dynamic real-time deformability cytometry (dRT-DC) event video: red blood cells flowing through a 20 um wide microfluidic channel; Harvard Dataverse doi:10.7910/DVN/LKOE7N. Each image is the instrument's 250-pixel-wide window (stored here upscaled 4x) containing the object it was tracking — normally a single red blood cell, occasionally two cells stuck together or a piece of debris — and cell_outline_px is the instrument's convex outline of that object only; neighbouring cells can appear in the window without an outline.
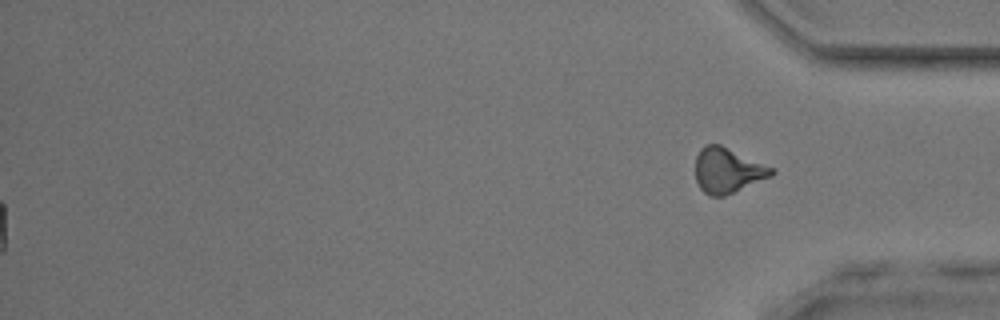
{"species": "common noctule bat (a hibernating species)", "species_latin": "Nyctalus noctula", "temperature_condition": "room temperature", "stored_images_in_passage": 49, "segment_of_instrument_passage": [2, 2], "camera_frame_rate_fps": 3000, "um_per_image_px": 0.085, "animal": {"sex": "male", "body_mass_g": 17.9, "forearm_length_mm": 54.2}, "frame": {"image": 1, "passage_image": 49, "time_ms": 16.0, "image_size_px": [1000, 320], "cell_outline_px": [[776, 172], [772, 176], [724, 196], [712, 196], [704, 192], [700, 188], [696, 180], [696, 156], [700, 148], [704, 144], [720, 144], [776, 168]], "centroid_in_image_um": [61.87, 14.47], "position_along_channel_um": 373.3, "area_um2": 20.17}}